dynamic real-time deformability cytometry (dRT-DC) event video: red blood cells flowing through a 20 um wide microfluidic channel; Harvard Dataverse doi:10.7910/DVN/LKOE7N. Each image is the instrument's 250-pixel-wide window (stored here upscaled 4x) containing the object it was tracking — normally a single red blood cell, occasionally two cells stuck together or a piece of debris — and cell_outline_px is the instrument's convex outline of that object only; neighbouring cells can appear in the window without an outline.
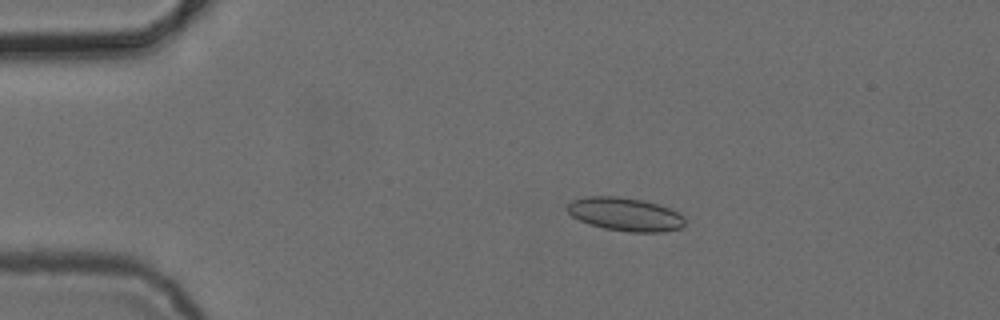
{"species": "common noctule bat (a hibernating species)", "species_latin": "Nyctalus noctula", "temperature_condition": "cold", "stored_images_in_passage": 5, "camera_frame_rate_fps": 3000, "um_per_image_px": 0.085, "animal": {"sex": "female", "body_mass_g": 24.6, "forearm_length_mm": 56.2}, "frame": {"image": 1, "passage_image": 3, "time_ms": 2.333, "image_size_px": [1000, 320], "cell_outline_px": [[684, 224], [680, 228], [660, 232], [628, 232], [604, 228], [580, 220], [572, 216], [564, 208], [572, 200], [588, 196], [620, 196], [644, 200], [672, 208], [680, 212], [684, 216]], "centroid_in_image_um": [53.16, 18.2], "position_along_channel_um": 31.8, "area_um2": 23.06}}